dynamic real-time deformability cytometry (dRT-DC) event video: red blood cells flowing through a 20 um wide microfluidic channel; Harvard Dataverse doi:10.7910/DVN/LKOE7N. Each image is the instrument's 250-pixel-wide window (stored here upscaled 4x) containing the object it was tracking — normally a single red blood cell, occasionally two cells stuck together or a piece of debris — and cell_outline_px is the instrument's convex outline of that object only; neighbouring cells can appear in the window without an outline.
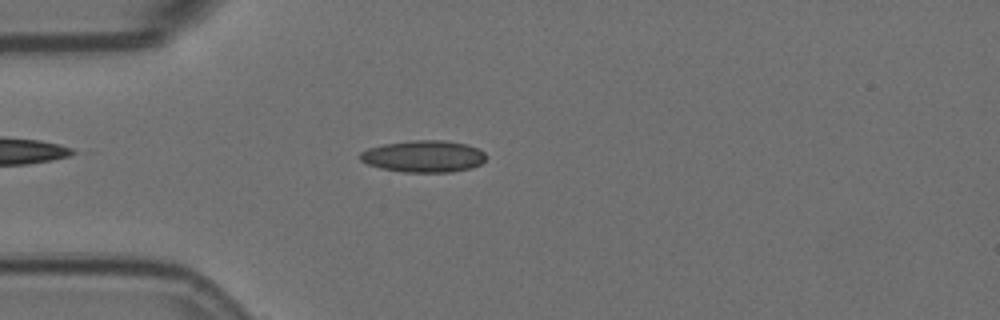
{"species": "Egyptian fruit bat (a non-hibernating species)", "species_latin": "Rousettus aegyptiacus", "temperature_condition": "room temperature", "stored_images_in_passage": 56, "camera_frame_rate_fps": 3000, "um_per_image_px": 0.085, "animal": {"sex": "female"}, "frame": {"image": 1, "passage_image": 15, "time_ms": 4.667, "image_size_px": [1000, 320], "cell_outline_px": [[484, 160], [480, 164], [472, 168], [448, 172], [404, 172], [380, 168], [368, 164], [360, 160], [360, 152], [368, 148], [384, 144], [412, 140], [444, 140], [468, 144], [484, 152]], "centroid_in_image_um": [35.99, 13.28], "position_along_channel_um": 49.0, "area_um2": 23.29}}
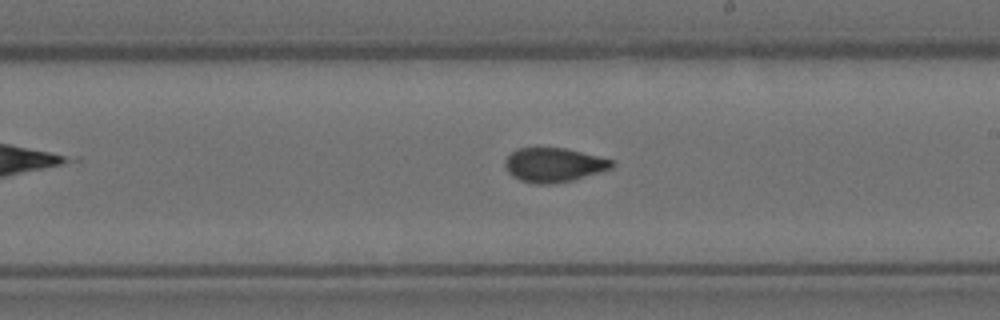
{"frame": {"image": 2, "passage_image": 32, "time_ms": 10.333, "image_size_px": [1000, 320], "cell_outline_px": [[616, 164], [612, 168], [572, 180], [548, 184], [532, 184], [520, 180], [512, 176], [508, 172], [504, 164], [504, 160], [516, 148], [564, 148], [612, 160]], "centroid_in_image_um": [47.03, 14.02], "position_along_channel_um": 242.0, "area_um2": 21.1}}
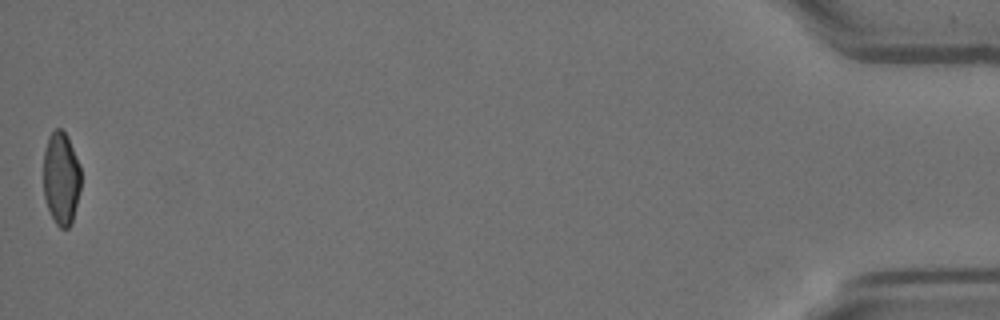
{"frame": {"image": 3, "passage_image": 56, "time_ms": 18.333, "image_size_px": [1000, 320], "cell_outline_px": [[80, 192], [72, 224], [68, 228], [60, 228], [56, 224], [48, 208], [44, 196], [44, 152], [48, 136], [56, 128], [60, 128], [68, 136], [80, 164]], "centroid_in_image_um": [5.21, 15.15], "position_along_channel_um": 430.0, "area_um2": 20.46}, "authors_computed_cell_mechanics": {"area_um2": 21.386, "velocity_mm_per_s": 3.5907, "shape_relaxation_time_tau1_ms": null, "shape_relaxation_time_tau2_ms": 1.5862, "deformation_change_tau1": null, "deformation_change_tau2": 0.0648}}